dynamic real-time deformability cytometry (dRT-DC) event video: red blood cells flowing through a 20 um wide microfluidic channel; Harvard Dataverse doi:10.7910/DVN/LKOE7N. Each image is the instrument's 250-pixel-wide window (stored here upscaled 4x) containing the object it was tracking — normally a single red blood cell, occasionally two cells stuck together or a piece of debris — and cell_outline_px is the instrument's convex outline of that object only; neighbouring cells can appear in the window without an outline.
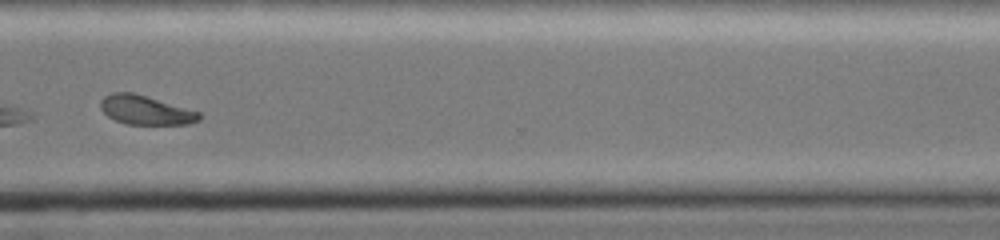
{"species": "common noctule bat (a hibernating species)", "species_latin": "Nyctalus noctula", "temperature_condition": "cold", "stored_images_in_passage": 45, "segment_of_instrument_passage": [2, 2], "camera_frame_rate_fps": 3000, "um_per_image_px": 0.085, "animal": {"sex": "female", "body_mass_g": 19.0, "forearm_length_mm": 51.5}, "frame": {"image": 1, "passage_image": 35, "time_ms": 11.333, "image_size_px": [1000, 240], "cell_outline_px": [[200, 120], [188, 124], [124, 124], [108, 116], [100, 108], [100, 100], [104, 96], [112, 92], [132, 92], [200, 112]], "centroid_in_image_um": [12.34, 9.36], "position_along_channel_um": 358.3, "area_um2": 16.59}}